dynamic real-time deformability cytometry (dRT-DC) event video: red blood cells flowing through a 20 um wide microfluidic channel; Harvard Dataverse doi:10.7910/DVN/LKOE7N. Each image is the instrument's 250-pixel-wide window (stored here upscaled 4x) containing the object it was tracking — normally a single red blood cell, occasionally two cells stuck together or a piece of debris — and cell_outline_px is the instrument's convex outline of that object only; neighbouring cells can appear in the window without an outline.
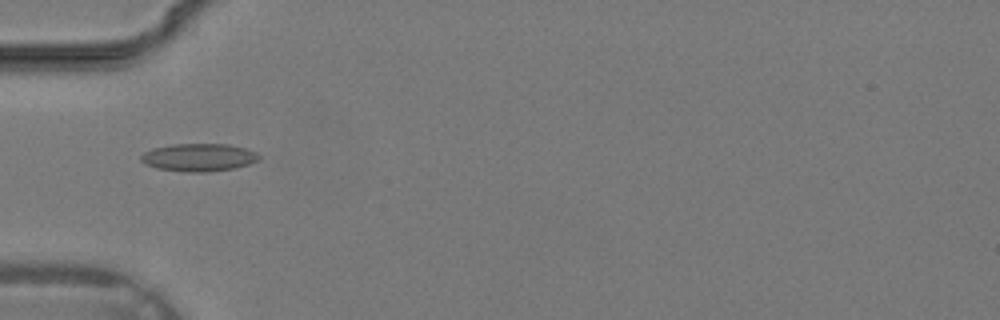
{"species": "common noctule bat (a hibernating species)", "species_latin": "Nyctalus noctula", "temperature_condition": "warm", "stored_images_in_passage": 26, "camera_frame_rate_fps": 3000, "um_per_image_px": 0.085, "animal": {"sex": "male", "body_mass_g": 19.2, "forearm_length_mm": 51.8}, "frame": {"image": 1, "passage_image": 2, "time_ms": 0.333, "image_size_px": [1000, 320], "cell_outline_px": [[260, 160], [236, 168], [208, 172], [188, 172], [156, 168], [140, 160], [140, 156], [144, 152], [152, 148], [172, 144], [228, 144], [244, 148], [256, 152], [260, 156]], "centroid_in_image_um": [16.91, 13.38], "position_along_channel_um": 68.1, "area_um2": 19.13}}
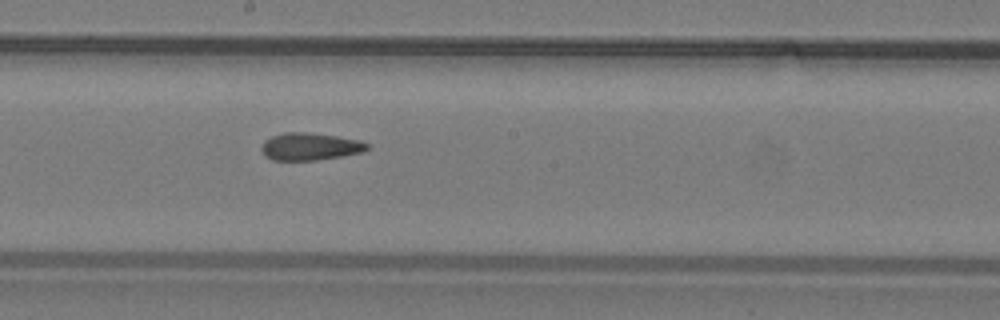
{"frame": {"image": 2, "passage_image": 10, "time_ms": 3.0, "image_size_px": [1000, 320], "cell_outline_px": [[368, 148], [360, 152], [340, 156], [316, 160], [272, 160], [264, 156], [260, 148], [260, 144], [264, 140], [272, 136], [284, 132], [308, 132], [336, 136], [360, 140], [368, 144]], "centroid_in_image_um": [26.27, 12.45], "position_along_channel_um": 221.9, "area_um2": 16.88}}
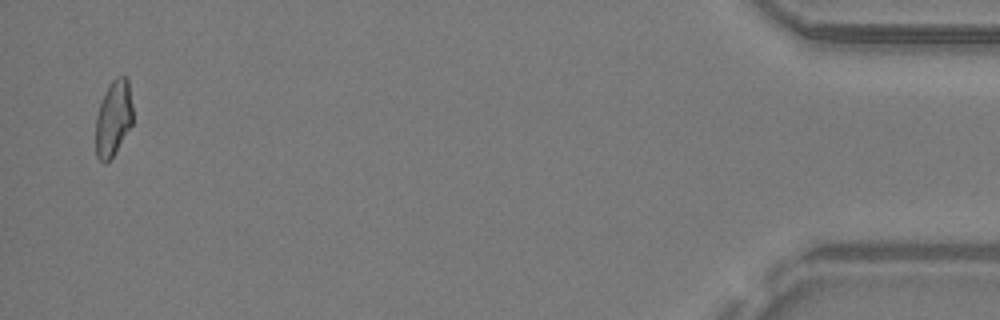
{"frame": {"image": 3, "passage_image": 25, "time_ms": 8.0, "image_size_px": [1000, 320], "cell_outline_px": [[132, 124], [112, 156], [104, 164], [96, 156], [96, 116], [100, 104], [112, 80], [116, 76], [124, 76], [128, 80], [132, 108]], "centroid_in_image_um": [9.63, 10.05], "position_along_channel_um": 425.6, "area_um2": 15.95}}